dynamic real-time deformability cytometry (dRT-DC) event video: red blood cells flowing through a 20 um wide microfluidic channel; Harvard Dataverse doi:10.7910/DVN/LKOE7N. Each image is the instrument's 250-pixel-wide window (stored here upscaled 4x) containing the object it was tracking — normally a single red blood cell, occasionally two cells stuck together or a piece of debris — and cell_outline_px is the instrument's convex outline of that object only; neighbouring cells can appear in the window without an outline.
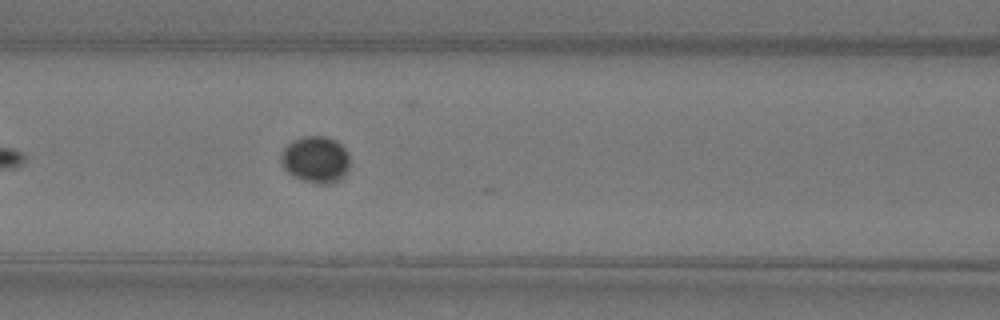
{"species": "Egyptian fruit bat (a non-hibernating species)", "species_latin": "Rousettus aegyptiacus", "temperature_condition": "warm", "stored_images_in_passage": 7, "camera_frame_rate_fps": 3000, "um_per_image_px": 0.085, "animal": {"sex": "female"}, "frame": {"image": 1, "passage_image": 7, "time_ms": 2.0, "image_size_px": [1000, 320], "cell_outline_px": [[348, 172], [340, 180], [328, 184], [316, 184], [300, 180], [292, 176], [284, 168], [280, 160], [280, 152], [292, 140], [304, 136], [328, 136], [336, 140], [348, 152]], "centroid_in_image_um": [26.82, 13.57], "position_along_channel_um": 139.8, "area_um2": 19.07}}